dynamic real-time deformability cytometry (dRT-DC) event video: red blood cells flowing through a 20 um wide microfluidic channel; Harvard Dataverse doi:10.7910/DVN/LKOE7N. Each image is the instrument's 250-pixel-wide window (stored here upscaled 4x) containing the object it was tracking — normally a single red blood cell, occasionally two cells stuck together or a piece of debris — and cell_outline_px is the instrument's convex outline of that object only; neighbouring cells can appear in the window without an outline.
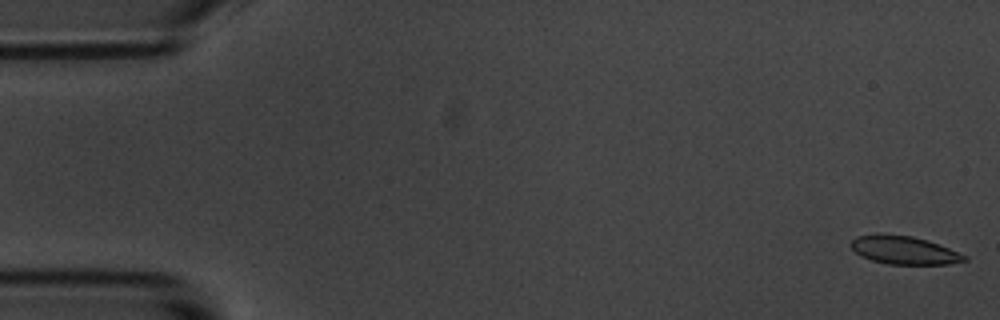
{"species": "common noctule bat (a hibernating species)", "species_latin": "Nyctalus noctula", "temperature_condition": "room temperature", "stored_images_in_passage": 6, "segment_of_instrument_passage": [1, 2], "camera_frame_rate_fps": 3000, "um_per_image_px": 0.085, "animal": {"sex": "male", "body_mass_g": 20.1, "forearm_length_mm": 53.5}, "frame": {"image": 1, "passage_image": 1, "time_ms": 0.0, "image_size_px": [1000, 320], "cell_outline_px": [[968, 260], [948, 264], [888, 264], [872, 260], [860, 256], [848, 244], [856, 236], [876, 232], [912, 236], [928, 240], [968, 256]], "centroid_in_image_um": [76.8, 21.24], "position_along_channel_um": 8.2, "area_um2": 18.9}}